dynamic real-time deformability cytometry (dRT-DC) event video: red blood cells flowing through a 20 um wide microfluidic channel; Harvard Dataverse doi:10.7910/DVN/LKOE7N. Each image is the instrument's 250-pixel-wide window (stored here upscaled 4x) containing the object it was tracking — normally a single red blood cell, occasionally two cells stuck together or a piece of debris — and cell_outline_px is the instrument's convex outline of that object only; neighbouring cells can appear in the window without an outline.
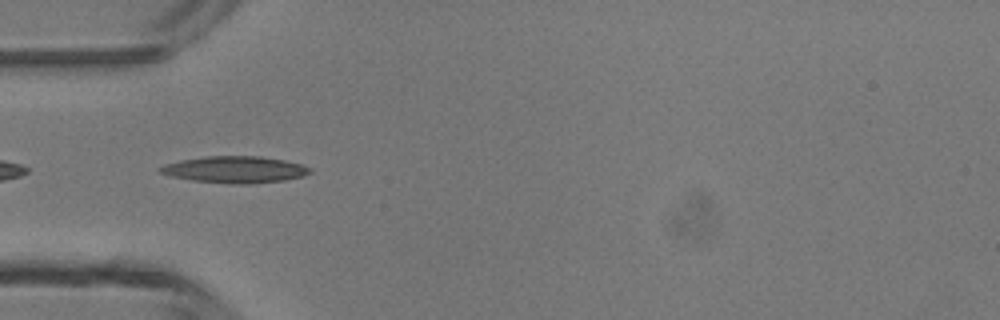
{"species": "common noctule bat (a hibernating species)", "species_latin": "Nyctalus noctula", "temperature_condition": "room temperature", "stored_images_in_passage": 5, "camera_frame_rate_fps": 3000, "um_per_image_px": 0.085, "animal": {"sex": "male", "body_mass_g": 13.3}, "frame": {"image": 1, "passage_image": 4, "time_ms": 4.333, "image_size_px": [1000, 320], "cell_outline_px": [[312, 172], [304, 176], [284, 180], [248, 184], [232, 184], [192, 180], [168, 176], [160, 172], [156, 168], [164, 164], [180, 160], [208, 156], [260, 156], [284, 160], [300, 164], [312, 168]], "centroid_in_image_um": [19.95, 14.41], "position_along_channel_um": 65.1, "area_um2": 23.41}}